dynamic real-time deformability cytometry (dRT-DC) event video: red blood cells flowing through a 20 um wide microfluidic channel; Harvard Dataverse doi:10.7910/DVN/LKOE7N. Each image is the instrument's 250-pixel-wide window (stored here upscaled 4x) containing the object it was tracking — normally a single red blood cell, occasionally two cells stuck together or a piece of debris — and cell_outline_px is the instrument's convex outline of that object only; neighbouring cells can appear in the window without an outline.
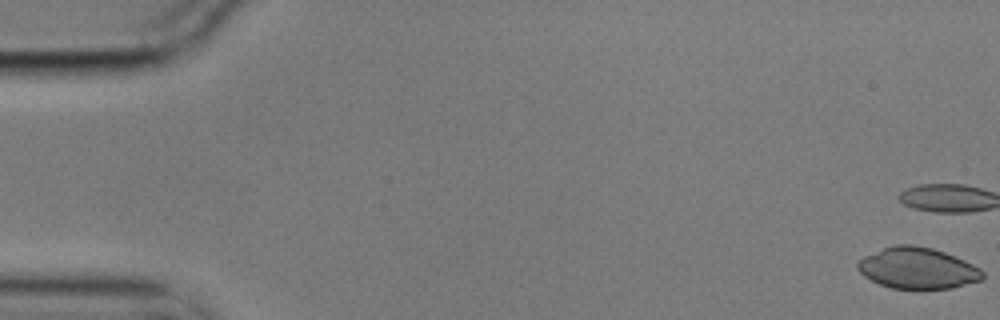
{"species": "common noctule bat (a hibernating species)", "species_latin": "Nyctalus noctula", "temperature_condition": "cold", "stored_images_in_passage": 17, "camera_frame_rate_fps": 3000, "um_per_image_px": 0.085, "animal": {"sex": "male", "body_mass_g": 17.9}, "frame": {"image": 1, "passage_image": 1, "time_ms": 0.0, "image_size_px": [1000, 320], "cell_outline_px": [[984, 276], [980, 280], [952, 288], [920, 292], [916, 292], [892, 288], [880, 284], [864, 276], [856, 268], [856, 264], [864, 256], [884, 248], [896, 244], [912, 244], [932, 248], [944, 252], [964, 260], [980, 268], [984, 272]], "centroid_in_image_um": [77.99, 22.84], "position_along_channel_um": 7.0, "area_um2": 30.63}}